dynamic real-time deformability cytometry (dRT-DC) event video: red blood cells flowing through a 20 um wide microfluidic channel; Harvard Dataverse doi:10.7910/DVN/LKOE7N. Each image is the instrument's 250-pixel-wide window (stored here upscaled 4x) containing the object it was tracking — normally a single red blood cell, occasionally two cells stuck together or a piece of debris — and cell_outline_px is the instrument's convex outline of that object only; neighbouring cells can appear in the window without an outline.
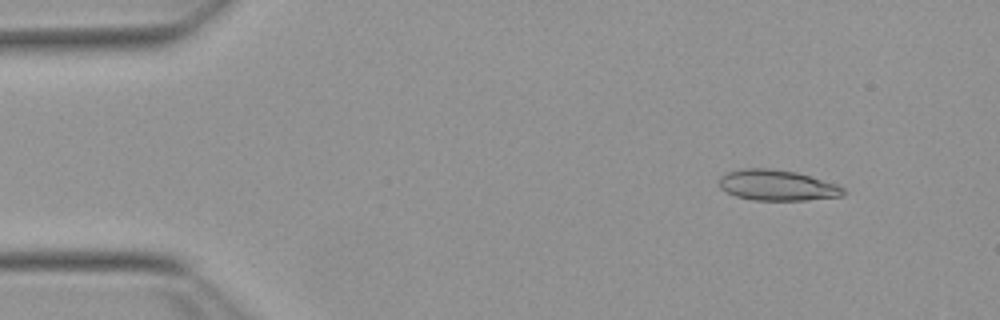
{"species": "Egyptian fruit bat (a non-hibernating species)", "species_latin": "Rousettus aegyptiacus", "temperature_condition": "warm", "stored_images_in_passage": 53, "segment_of_instrument_passage": [1, 2], "camera_frame_rate_fps": 3000, "um_per_image_px": 0.085, "animal": {"sex": "female"}, "frame": {"image": 1, "passage_image": 5, "time_ms": 1.333, "image_size_px": [1000, 320], "cell_outline_px": [[844, 196], [808, 200], [752, 200], [736, 196], [720, 188], [720, 176], [728, 172], [744, 168], [772, 168], [796, 172], [836, 184], [844, 188]], "centroid_in_image_um": [66.06, 15.75], "position_along_channel_um": 18.9, "area_um2": 22.14}}
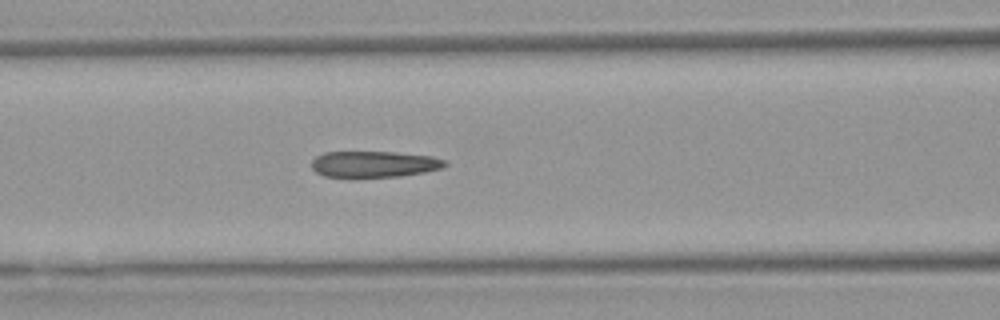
{"frame": {"image": 2, "passage_image": 21, "time_ms": 6.667, "image_size_px": [1000, 320], "cell_outline_px": [[448, 164], [440, 168], [424, 172], [400, 176], [324, 176], [316, 172], [312, 168], [312, 160], [316, 156], [324, 152], [396, 152], [432, 156], [444, 160]], "centroid_in_image_um": [31.79, 13.93], "position_along_channel_um": 134.8, "area_um2": 20.06}}
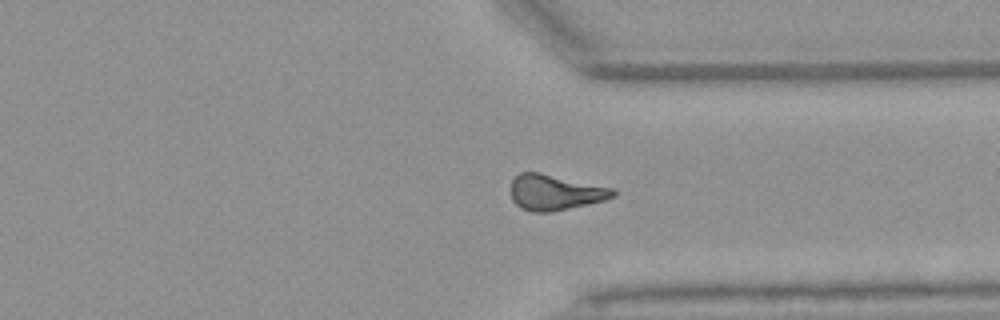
{"frame": {"image": 3, "passage_image": 39, "time_ms": 12.667, "image_size_px": [1000, 320], "cell_outline_px": [[616, 196], [604, 200], [568, 208], [548, 212], [532, 212], [520, 208], [512, 200], [508, 188], [512, 180], [520, 172], [540, 172], [616, 188]], "centroid_in_image_um": [47.15, 16.33], "position_along_channel_um": 364.2, "area_um2": 21.5}}